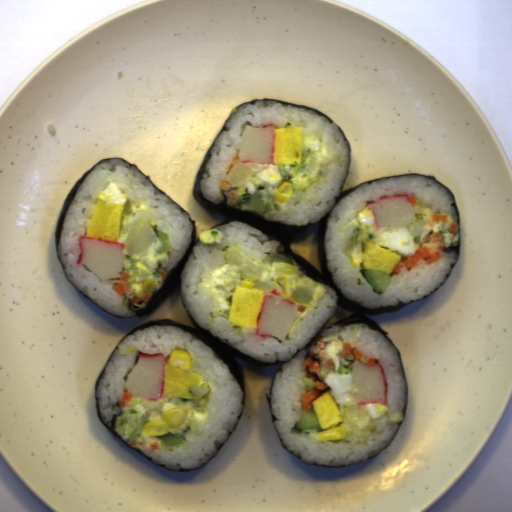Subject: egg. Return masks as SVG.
<instances>
[{
	"label": "egg",
	"mask_w": 512,
	"mask_h": 512,
	"mask_svg": "<svg viewBox=\"0 0 512 512\" xmlns=\"http://www.w3.org/2000/svg\"><path fill=\"white\" fill-rule=\"evenodd\" d=\"M197 235L202 244H209L215 242H222L224 233L223 230L209 227L205 229H200Z\"/></svg>",
	"instance_id": "7"
},
{
	"label": "egg",
	"mask_w": 512,
	"mask_h": 512,
	"mask_svg": "<svg viewBox=\"0 0 512 512\" xmlns=\"http://www.w3.org/2000/svg\"><path fill=\"white\" fill-rule=\"evenodd\" d=\"M94 195L96 200L84 237L124 245L122 270L129 275L127 285L134 295L142 297V282L162 277L158 270H163L165 256L158 253L161 244L154 231L155 226L159 230L162 214L143 200L132 202L112 181Z\"/></svg>",
	"instance_id": "2"
},
{
	"label": "egg",
	"mask_w": 512,
	"mask_h": 512,
	"mask_svg": "<svg viewBox=\"0 0 512 512\" xmlns=\"http://www.w3.org/2000/svg\"><path fill=\"white\" fill-rule=\"evenodd\" d=\"M211 396L209 379L191 369L170 366L168 360L164 365L162 397L149 400L136 396L139 401L134 408L140 415L149 413L148 421H151L162 420L170 409L185 406V422L177 428H169L168 431V434L179 435L187 425L191 428L208 418Z\"/></svg>",
	"instance_id": "6"
},
{
	"label": "egg",
	"mask_w": 512,
	"mask_h": 512,
	"mask_svg": "<svg viewBox=\"0 0 512 512\" xmlns=\"http://www.w3.org/2000/svg\"><path fill=\"white\" fill-rule=\"evenodd\" d=\"M324 356L332 359L333 368L319 365L316 372L317 381L326 385L313 399L310 410H313L322 429L344 428L346 437L343 442L349 444H366L377 419L386 414L388 406L384 404L368 403L357 405V390L353 384L351 371H339V353L343 349V342H324Z\"/></svg>",
	"instance_id": "5"
},
{
	"label": "egg",
	"mask_w": 512,
	"mask_h": 512,
	"mask_svg": "<svg viewBox=\"0 0 512 512\" xmlns=\"http://www.w3.org/2000/svg\"><path fill=\"white\" fill-rule=\"evenodd\" d=\"M333 162L324 141L315 132L287 122L285 126L274 127V164L238 159L227 175V182L237 202L242 195H253L260 187L274 200V191L283 182H290L292 196H297L312 184L325 182L322 168Z\"/></svg>",
	"instance_id": "3"
},
{
	"label": "egg",
	"mask_w": 512,
	"mask_h": 512,
	"mask_svg": "<svg viewBox=\"0 0 512 512\" xmlns=\"http://www.w3.org/2000/svg\"><path fill=\"white\" fill-rule=\"evenodd\" d=\"M224 264L218 268H204L200 273L198 290L215 298L220 311L230 309V325L254 329L263 306L264 296L275 289L280 297L296 305L294 325L321 303L326 287L304 275L294 265L284 261L263 262L244 256L234 244H227ZM296 286L307 287L314 298L310 305L292 299Z\"/></svg>",
	"instance_id": "1"
},
{
	"label": "egg",
	"mask_w": 512,
	"mask_h": 512,
	"mask_svg": "<svg viewBox=\"0 0 512 512\" xmlns=\"http://www.w3.org/2000/svg\"><path fill=\"white\" fill-rule=\"evenodd\" d=\"M415 220L405 228H395L377 232L374 225V214L367 206L355 217L343 225L345 239H350L356 227L371 233V238L359 241L348 248L351 264L358 271L371 269L385 272L390 278L394 268L401 259L415 255L425 238L433 233H441L444 238V249L451 247L455 233L449 231L454 224L449 216L445 221H432L434 215L430 207L415 203L412 207Z\"/></svg>",
	"instance_id": "4"
}]
</instances>
